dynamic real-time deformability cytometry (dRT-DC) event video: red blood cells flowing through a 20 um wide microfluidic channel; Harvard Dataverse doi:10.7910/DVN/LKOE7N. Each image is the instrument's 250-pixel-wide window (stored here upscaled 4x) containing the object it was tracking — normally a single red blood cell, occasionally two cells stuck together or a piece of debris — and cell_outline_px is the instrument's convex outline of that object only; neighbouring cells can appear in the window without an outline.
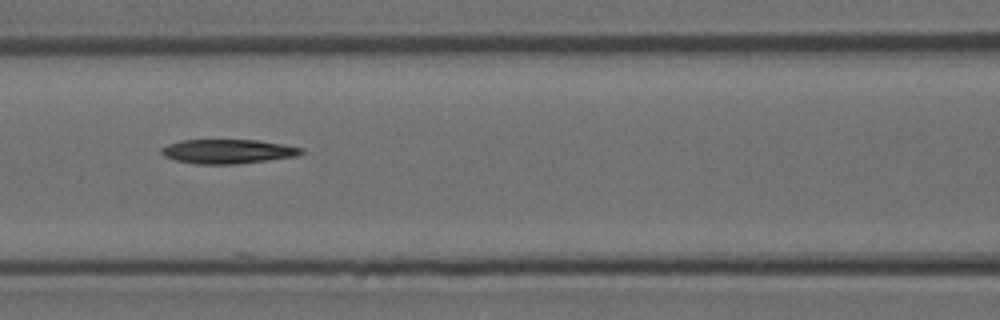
{"species": "Egyptian fruit bat (a non-hibernating species)", "species_latin": "Rousettus aegyptiacus", "temperature_condition": "room temperature", "stored_images_in_passage": 8, "camera_frame_rate_fps": 3000, "um_per_image_px": 0.085, "animal": {"sex": "female"}, "frame": {"image": 1, "passage_image": 6, "time_ms": 1.667, "image_size_px": [1000, 320], "cell_outline_px": [[304, 152], [296, 156], [268, 160], [236, 164], [196, 164], [176, 160], [164, 156], [160, 152], [160, 148], [168, 144], [184, 140], [260, 140], [284, 144], [304, 148]], "centroid_in_image_um": [19.38, 12.87], "position_along_channel_um": 147.2, "area_um2": 19.83}}
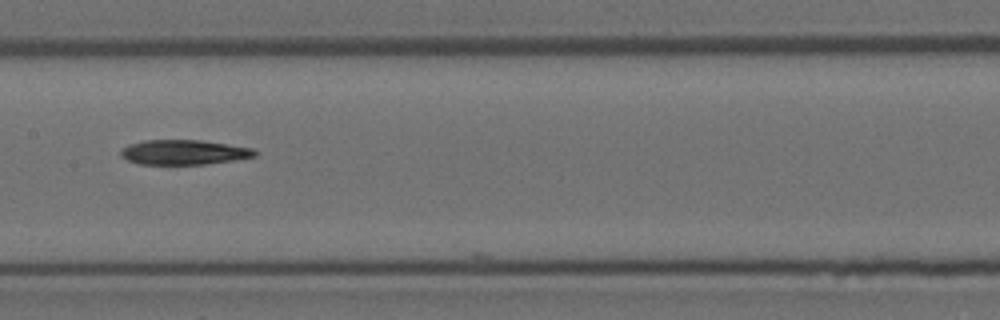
{"frame": {"image": 2, "passage_image": 7, "time_ms": 2.0, "image_size_px": [1000, 320], "cell_outline_px": [[256, 156], [232, 160], [204, 164], [140, 164], [128, 160], [120, 156], [120, 148], [128, 144], [144, 140], [200, 140], [252, 148], [256, 152]], "centroid_in_image_um": [15.56, 12.93], "position_along_channel_um": 191.8, "area_um2": 19.25}}